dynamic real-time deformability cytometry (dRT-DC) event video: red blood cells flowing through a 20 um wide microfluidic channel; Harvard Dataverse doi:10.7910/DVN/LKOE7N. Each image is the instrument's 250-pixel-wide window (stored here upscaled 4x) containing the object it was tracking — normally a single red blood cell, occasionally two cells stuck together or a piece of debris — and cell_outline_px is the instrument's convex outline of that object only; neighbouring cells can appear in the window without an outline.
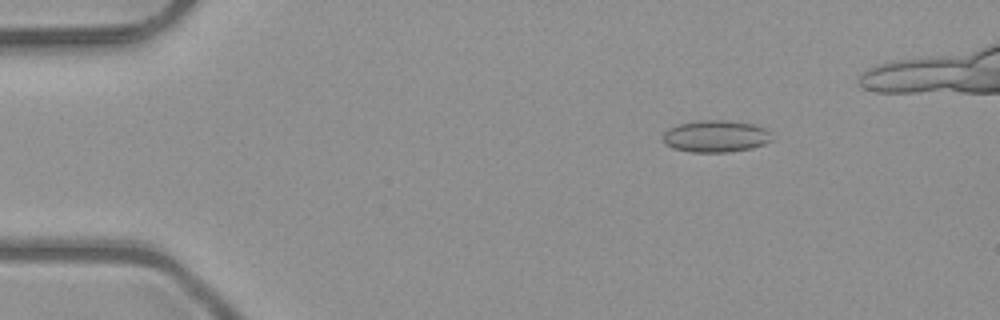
{"species": "common noctule bat (a hibernating species)", "species_latin": "Nyctalus noctula", "temperature_condition": "room temperature", "stored_images_in_passage": 42, "camera_frame_rate_fps": 3000, "um_per_image_px": 0.085, "animal": {"sex": "male", "body_mass_g": 23.1, "forearm_length_mm": 52.7}, "frame": {"image": 1, "passage_image": 4, "time_ms": 1.0, "image_size_px": [1000, 320], "cell_outline_px": [[772, 140], [764, 144], [752, 148], [728, 152], [692, 152], [672, 148], [664, 144], [664, 132], [668, 128], [680, 124], [700, 120], [724, 120], [752, 124], [764, 128], [768, 132]], "centroid_in_image_um": [60.81, 11.59], "position_along_channel_um": 24.2, "area_um2": 20.11}}
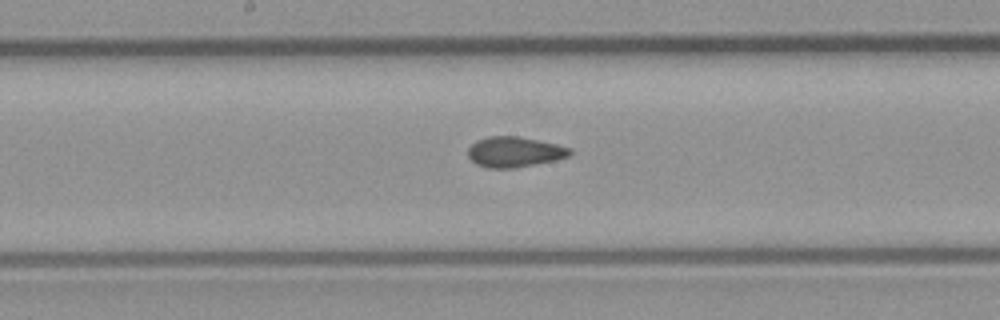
{"frame": {"image": 2, "passage_image": 23, "time_ms": 7.333, "image_size_px": [1000, 320], "cell_outline_px": [[572, 152], [568, 156], [556, 160], [512, 168], [488, 168], [476, 164], [468, 156], [468, 148], [476, 140], [488, 136], [516, 136], [556, 144], [572, 148]], "centroid_in_image_um": [43.71, 12.91], "position_along_channel_um": 204.5, "area_um2": 17.92}}
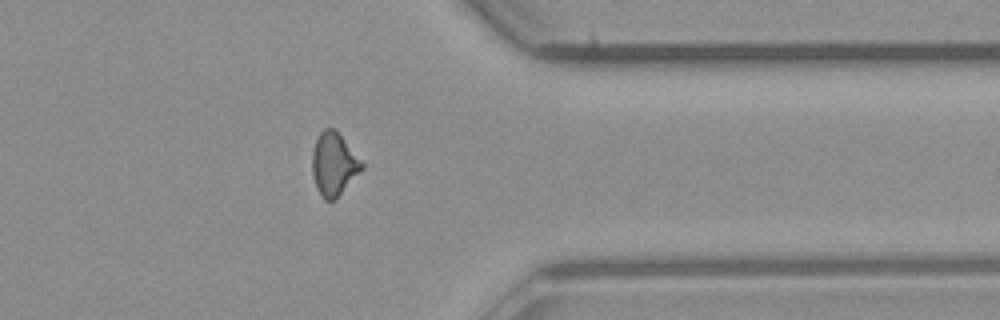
{"frame": {"image": 3, "passage_image": 37, "time_ms": 12.0, "image_size_px": [1000, 320], "cell_outline_px": [[364, 168], [336, 200], [324, 200], [316, 188], [312, 172], [312, 152], [316, 140], [320, 132], [324, 128], [336, 128], [364, 164]], "centroid_in_image_um": [28.38, 13.95], "position_along_channel_um": 383.0, "area_um2": 18.44}}